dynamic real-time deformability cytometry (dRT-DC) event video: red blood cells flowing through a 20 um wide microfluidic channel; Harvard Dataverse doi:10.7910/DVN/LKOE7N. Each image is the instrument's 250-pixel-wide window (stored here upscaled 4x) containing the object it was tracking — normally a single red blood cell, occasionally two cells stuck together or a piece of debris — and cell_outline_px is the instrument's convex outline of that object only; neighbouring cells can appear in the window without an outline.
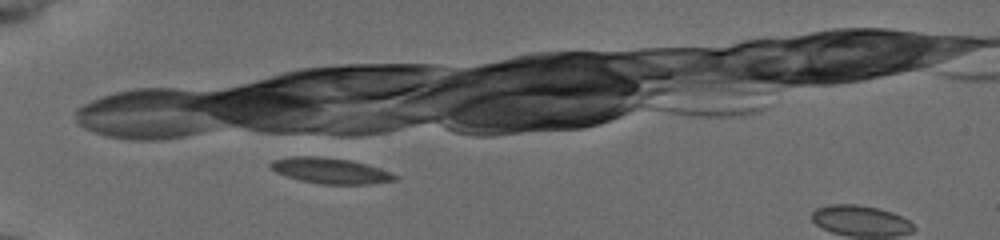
{"species": "common noctule bat (a hibernating species)", "species_latin": "Nyctalus noctula", "temperature_condition": "cold", "stored_images_in_passage": 10, "camera_frame_rate_fps": 3000, "um_per_image_px": 0.085, "animal": {"sex": "female", "body_mass_g": 19.5, "forearm_length_mm": 54.1}, "frame": {"image": 1, "passage_image": 10, "time_ms": 3.0, "image_size_px": [1000, 240], "cell_outline_px": [[400, 176], [396, 180], [368, 184], [320, 184], [300, 180], [276, 172], [268, 164], [272, 160], [292, 156], [316, 156], [348, 160], [380, 168]], "centroid_in_image_um": [28.08, 14.51], "position_along_channel_um": 56.9, "area_um2": 18.44}}